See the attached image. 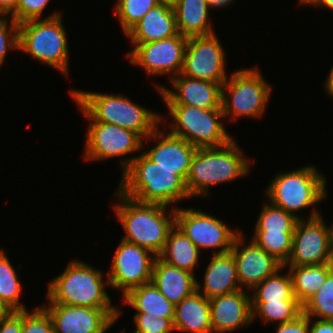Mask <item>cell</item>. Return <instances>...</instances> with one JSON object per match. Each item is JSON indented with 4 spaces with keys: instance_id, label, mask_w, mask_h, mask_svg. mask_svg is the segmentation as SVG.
Here are the masks:
<instances>
[{
    "instance_id": "6da1fadb",
    "label": "cell",
    "mask_w": 333,
    "mask_h": 333,
    "mask_svg": "<svg viewBox=\"0 0 333 333\" xmlns=\"http://www.w3.org/2000/svg\"><path fill=\"white\" fill-rule=\"evenodd\" d=\"M120 161L123 175L118 190L123 195L142 203L165 206L191 198L186 183L174 170L157 166L143 152Z\"/></svg>"
},
{
    "instance_id": "7a4b0ae2",
    "label": "cell",
    "mask_w": 333,
    "mask_h": 333,
    "mask_svg": "<svg viewBox=\"0 0 333 333\" xmlns=\"http://www.w3.org/2000/svg\"><path fill=\"white\" fill-rule=\"evenodd\" d=\"M70 96L77 103L87 120L120 126L137 133L143 140L164 122V117L146 109L122 94H103L94 91L71 90ZM144 137V138H143Z\"/></svg>"
},
{
    "instance_id": "3957f363",
    "label": "cell",
    "mask_w": 333,
    "mask_h": 333,
    "mask_svg": "<svg viewBox=\"0 0 333 333\" xmlns=\"http://www.w3.org/2000/svg\"><path fill=\"white\" fill-rule=\"evenodd\" d=\"M116 193L119 203L113 208L126 233L122 240L158 256L166 244L169 231L175 226L176 208L169 211L165 205L142 203L119 190Z\"/></svg>"
},
{
    "instance_id": "277c9868",
    "label": "cell",
    "mask_w": 333,
    "mask_h": 333,
    "mask_svg": "<svg viewBox=\"0 0 333 333\" xmlns=\"http://www.w3.org/2000/svg\"><path fill=\"white\" fill-rule=\"evenodd\" d=\"M249 162L234 139L220 148L197 149L186 176L190 197H206L211 185L248 175Z\"/></svg>"
},
{
    "instance_id": "5b68a950",
    "label": "cell",
    "mask_w": 333,
    "mask_h": 333,
    "mask_svg": "<svg viewBox=\"0 0 333 333\" xmlns=\"http://www.w3.org/2000/svg\"><path fill=\"white\" fill-rule=\"evenodd\" d=\"M101 270L81 260H73L64 272L49 281L47 300L49 304H63L89 308H117L111 305V297ZM105 281V282H104Z\"/></svg>"
},
{
    "instance_id": "8992f818",
    "label": "cell",
    "mask_w": 333,
    "mask_h": 333,
    "mask_svg": "<svg viewBox=\"0 0 333 333\" xmlns=\"http://www.w3.org/2000/svg\"><path fill=\"white\" fill-rule=\"evenodd\" d=\"M265 190L269 202L301 219L296 212L316 205L327 198L326 178L316 166L279 172Z\"/></svg>"
},
{
    "instance_id": "52a82bcc",
    "label": "cell",
    "mask_w": 333,
    "mask_h": 333,
    "mask_svg": "<svg viewBox=\"0 0 333 333\" xmlns=\"http://www.w3.org/2000/svg\"><path fill=\"white\" fill-rule=\"evenodd\" d=\"M62 18L54 12L43 19L19 23L18 51L68 76V41Z\"/></svg>"
},
{
    "instance_id": "ba28073f",
    "label": "cell",
    "mask_w": 333,
    "mask_h": 333,
    "mask_svg": "<svg viewBox=\"0 0 333 333\" xmlns=\"http://www.w3.org/2000/svg\"><path fill=\"white\" fill-rule=\"evenodd\" d=\"M261 73L258 67L241 68L227 78L222 85L221 97L224 119L227 116L231 121L243 116L261 118L272 91V85L265 81Z\"/></svg>"
},
{
    "instance_id": "9c48e42d",
    "label": "cell",
    "mask_w": 333,
    "mask_h": 333,
    "mask_svg": "<svg viewBox=\"0 0 333 333\" xmlns=\"http://www.w3.org/2000/svg\"><path fill=\"white\" fill-rule=\"evenodd\" d=\"M174 120L169 133L183 138L197 149L220 148L232 139L226 132L222 109H203L191 105H166Z\"/></svg>"
},
{
    "instance_id": "30bf717a",
    "label": "cell",
    "mask_w": 333,
    "mask_h": 333,
    "mask_svg": "<svg viewBox=\"0 0 333 333\" xmlns=\"http://www.w3.org/2000/svg\"><path fill=\"white\" fill-rule=\"evenodd\" d=\"M307 217L298 219L295 226L292 251L283 266H309L331 263L332 245L330 229L315 208Z\"/></svg>"
},
{
    "instance_id": "8fae6325",
    "label": "cell",
    "mask_w": 333,
    "mask_h": 333,
    "mask_svg": "<svg viewBox=\"0 0 333 333\" xmlns=\"http://www.w3.org/2000/svg\"><path fill=\"white\" fill-rule=\"evenodd\" d=\"M175 225L199 250L212 249L213 255L230 252L236 236L240 233L228 227L217 217L204 213L201 209L193 208L178 209L177 207Z\"/></svg>"
},
{
    "instance_id": "7c38bea8",
    "label": "cell",
    "mask_w": 333,
    "mask_h": 333,
    "mask_svg": "<svg viewBox=\"0 0 333 333\" xmlns=\"http://www.w3.org/2000/svg\"><path fill=\"white\" fill-rule=\"evenodd\" d=\"M156 257L146 248L121 240L107 274L110 287L122 290L124 296L131 289L151 282Z\"/></svg>"
},
{
    "instance_id": "4fadbf2b",
    "label": "cell",
    "mask_w": 333,
    "mask_h": 333,
    "mask_svg": "<svg viewBox=\"0 0 333 333\" xmlns=\"http://www.w3.org/2000/svg\"><path fill=\"white\" fill-rule=\"evenodd\" d=\"M225 51L214 33L188 37L182 74L191 78L224 83L227 80Z\"/></svg>"
},
{
    "instance_id": "5bb4252c",
    "label": "cell",
    "mask_w": 333,
    "mask_h": 333,
    "mask_svg": "<svg viewBox=\"0 0 333 333\" xmlns=\"http://www.w3.org/2000/svg\"><path fill=\"white\" fill-rule=\"evenodd\" d=\"M187 40L188 37L179 33L168 39L138 44L126 57L150 76L171 73V79L182 73Z\"/></svg>"
},
{
    "instance_id": "9a60e30c",
    "label": "cell",
    "mask_w": 333,
    "mask_h": 333,
    "mask_svg": "<svg viewBox=\"0 0 333 333\" xmlns=\"http://www.w3.org/2000/svg\"><path fill=\"white\" fill-rule=\"evenodd\" d=\"M88 126L82 154L86 161L127 156L144 148L143 139L133 131L102 122H90Z\"/></svg>"
},
{
    "instance_id": "2e32d148",
    "label": "cell",
    "mask_w": 333,
    "mask_h": 333,
    "mask_svg": "<svg viewBox=\"0 0 333 333\" xmlns=\"http://www.w3.org/2000/svg\"><path fill=\"white\" fill-rule=\"evenodd\" d=\"M41 306L49 314L55 333H105L122 315L118 308H89L63 304Z\"/></svg>"
},
{
    "instance_id": "e0dca14e",
    "label": "cell",
    "mask_w": 333,
    "mask_h": 333,
    "mask_svg": "<svg viewBox=\"0 0 333 333\" xmlns=\"http://www.w3.org/2000/svg\"><path fill=\"white\" fill-rule=\"evenodd\" d=\"M242 231L236 236L231 253L235 258L240 288L250 289L275 274L283 264L274 256L261 249L253 240L244 245ZM243 246V247H240Z\"/></svg>"
},
{
    "instance_id": "ac0fdd59",
    "label": "cell",
    "mask_w": 333,
    "mask_h": 333,
    "mask_svg": "<svg viewBox=\"0 0 333 333\" xmlns=\"http://www.w3.org/2000/svg\"><path fill=\"white\" fill-rule=\"evenodd\" d=\"M173 89L157 87L166 105H191L203 109H221L222 85L191 78L180 73L169 80Z\"/></svg>"
},
{
    "instance_id": "d6986e66",
    "label": "cell",
    "mask_w": 333,
    "mask_h": 333,
    "mask_svg": "<svg viewBox=\"0 0 333 333\" xmlns=\"http://www.w3.org/2000/svg\"><path fill=\"white\" fill-rule=\"evenodd\" d=\"M157 141V145L143 154L157 166L174 170L185 183L190 163L197 148L183 138L157 128L147 139Z\"/></svg>"
},
{
    "instance_id": "ffe728a7",
    "label": "cell",
    "mask_w": 333,
    "mask_h": 333,
    "mask_svg": "<svg viewBox=\"0 0 333 333\" xmlns=\"http://www.w3.org/2000/svg\"><path fill=\"white\" fill-rule=\"evenodd\" d=\"M243 289L209 300L213 333L232 332L251 324V295Z\"/></svg>"
},
{
    "instance_id": "44dd1931",
    "label": "cell",
    "mask_w": 333,
    "mask_h": 333,
    "mask_svg": "<svg viewBox=\"0 0 333 333\" xmlns=\"http://www.w3.org/2000/svg\"><path fill=\"white\" fill-rule=\"evenodd\" d=\"M178 34L173 7L158 4L151 8L125 35L131 39L130 44L135 48L138 44L164 40Z\"/></svg>"
},
{
    "instance_id": "7402d4cb",
    "label": "cell",
    "mask_w": 333,
    "mask_h": 333,
    "mask_svg": "<svg viewBox=\"0 0 333 333\" xmlns=\"http://www.w3.org/2000/svg\"><path fill=\"white\" fill-rule=\"evenodd\" d=\"M205 271L203 287L201 289V283L196 281V291L207 299L210 300L241 289L235 258L231 252L213 255Z\"/></svg>"
},
{
    "instance_id": "603a6c76",
    "label": "cell",
    "mask_w": 333,
    "mask_h": 333,
    "mask_svg": "<svg viewBox=\"0 0 333 333\" xmlns=\"http://www.w3.org/2000/svg\"><path fill=\"white\" fill-rule=\"evenodd\" d=\"M152 283L174 305L196 291V277L193 273L171 266L158 257L152 269Z\"/></svg>"
},
{
    "instance_id": "cb8c5ba5",
    "label": "cell",
    "mask_w": 333,
    "mask_h": 333,
    "mask_svg": "<svg viewBox=\"0 0 333 333\" xmlns=\"http://www.w3.org/2000/svg\"><path fill=\"white\" fill-rule=\"evenodd\" d=\"M174 330L191 333H213L209 299L195 291L175 305Z\"/></svg>"
},
{
    "instance_id": "d4e9b609",
    "label": "cell",
    "mask_w": 333,
    "mask_h": 333,
    "mask_svg": "<svg viewBox=\"0 0 333 333\" xmlns=\"http://www.w3.org/2000/svg\"><path fill=\"white\" fill-rule=\"evenodd\" d=\"M210 9L208 0H179L173 7L178 32L186 37L214 33L209 21Z\"/></svg>"
},
{
    "instance_id": "484cf974",
    "label": "cell",
    "mask_w": 333,
    "mask_h": 333,
    "mask_svg": "<svg viewBox=\"0 0 333 333\" xmlns=\"http://www.w3.org/2000/svg\"><path fill=\"white\" fill-rule=\"evenodd\" d=\"M122 302L134 308L136 313L174 318L175 305L167 300L152 281L131 289L123 296Z\"/></svg>"
},
{
    "instance_id": "4316f807",
    "label": "cell",
    "mask_w": 333,
    "mask_h": 333,
    "mask_svg": "<svg viewBox=\"0 0 333 333\" xmlns=\"http://www.w3.org/2000/svg\"><path fill=\"white\" fill-rule=\"evenodd\" d=\"M200 253L194 243L175 225L169 231L166 244L157 257L171 266L194 274Z\"/></svg>"
},
{
    "instance_id": "83f0119b",
    "label": "cell",
    "mask_w": 333,
    "mask_h": 333,
    "mask_svg": "<svg viewBox=\"0 0 333 333\" xmlns=\"http://www.w3.org/2000/svg\"><path fill=\"white\" fill-rule=\"evenodd\" d=\"M284 267H289L294 296L302 306L320 289L327 275L333 270L331 263Z\"/></svg>"
},
{
    "instance_id": "f1b7e54d",
    "label": "cell",
    "mask_w": 333,
    "mask_h": 333,
    "mask_svg": "<svg viewBox=\"0 0 333 333\" xmlns=\"http://www.w3.org/2000/svg\"><path fill=\"white\" fill-rule=\"evenodd\" d=\"M252 321L260 316L264 323L282 324L295 320L303 313L298 300L251 301Z\"/></svg>"
},
{
    "instance_id": "f546056e",
    "label": "cell",
    "mask_w": 333,
    "mask_h": 333,
    "mask_svg": "<svg viewBox=\"0 0 333 333\" xmlns=\"http://www.w3.org/2000/svg\"><path fill=\"white\" fill-rule=\"evenodd\" d=\"M283 268L285 267L283 266L250 291H254L253 297H250L251 301L297 300L294 296L293 281L289 270L287 274H280Z\"/></svg>"
},
{
    "instance_id": "4dcf8cb0",
    "label": "cell",
    "mask_w": 333,
    "mask_h": 333,
    "mask_svg": "<svg viewBox=\"0 0 333 333\" xmlns=\"http://www.w3.org/2000/svg\"><path fill=\"white\" fill-rule=\"evenodd\" d=\"M7 253L0 249V299L13 311H25L27 308L19 299L23 287Z\"/></svg>"
},
{
    "instance_id": "1f68e13d",
    "label": "cell",
    "mask_w": 333,
    "mask_h": 333,
    "mask_svg": "<svg viewBox=\"0 0 333 333\" xmlns=\"http://www.w3.org/2000/svg\"><path fill=\"white\" fill-rule=\"evenodd\" d=\"M262 212L255 223L254 232H294L298 218L293 214L264 202Z\"/></svg>"
},
{
    "instance_id": "d6a6232c",
    "label": "cell",
    "mask_w": 333,
    "mask_h": 333,
    "mask_svg": "<svg viewBox=\"0 0 333 333\" xmlns=\"http://www.w3.org/2000/svg\"><path fill=\"white\" fill-rule=\"evenodd\" d=\"M303 313L312 319L333 320V270L320 289L303 305Z\"/></svg>"
},
{
    "instance_id": "836d02e7",
    "label": "cell",
    "mask_w": 333,
    "mask_h": 333,
    "mask_svg": "<svg viewBox=\"0 0 333 333\" xmlns=\"http://www.w3.org/2000/svg\"><path fill=\"white\" fill-rule=\"evenodd\" d=\"M293 234L294 232H254L251 240L284 265L292 251Z\"/></svg>"
},
{
    "instance_id": "e575fe53",
    "label": "cell",
    "mask_w": 333,
    "mask_h": 333,
    "mask_svg": "<svg viewBox=\"0 0 333 333\" xmlns=\"http://www.w3.org/2000/svg\"><path fill=\"white\" fill-rule=\"evenodd\" d=\"M158 4L157 0H118L113 9L123 33L126 34L151 8Z\"/></svg>"
},
{
    "instance_id": "d590c367",
    "label": "cell",
    "mask_w": 333,
    "mask_h": 333,
    "mask_svg": "<svg viewBox=\"0 0 333 333\" xmlns=\"http://www.w3.org/2000/svg\"><path fill=\"white\" fill-rule=\"evenodd\" d=\"M21 333H55L52 320L42 306L22 311Z\"/></svg>"
},
{
    "instance_id": "8d00e7d4",
    "label": "cell",
    "mask_w": 333,
    "mask_h": 333,
    "mask_svg": "<svg viewBox=\"0 0 333 333\" xmlns=\"http://www.w3.org/2000/svg\"><path fill=\"white\" fill-rule=\"evenodd\" d=\"M136 330L133 333H172L173 318H159L156 315L135 313L133 317Z\"/></svg>"
},
{
    "instance_id": "74e56055",
    "label": "cell",
    "mask_w": 333,
    "mask_h": 333,
    "mask_svg": "<svg viewBox=\"0 0 333 333\" xmlns=\"http://www.w3.org/2000/svg\"><path fill=\"white\" fill-rule=\"evenodd\" d=\"M10 21L7 16H0V67L4 64L9 49H19V24L12 18Z\"/></svg>"
},
{
    "instance_id": "f35d334b",
    "label": "cell",
    "mask_w": 333,
    "mask_h": 333,
    "mask_svg": "<svg viewBox=\"0 0 333 333\" xmlns=\"http://www.w3.org/2000/svg\"><path fill=\"white\" fill-rule=\"evenodd\" d=\"M51 0H18L16 10L10 15L18 24L32 19H41Z\"/></svg>"
},
{
    "instance_id": "ab89813d",
    "label": "cell",
    "mask_w": 333,
    "mask_h": 333,
    "mask_svg": "<svg viewBox=\"0 0 333 333\" xmlns=\"http://www.w3.org/2000/svg\"><path fill=\"white\" fill-rule=\"evenodd\" d=\"M276 333H309V317L304 313L295 320L278 324Z\"/></svg>"
},
{
    "instance_id": "60d3db41",
    "label": "cell",
    "mask_w": 333,
    "mask_h": 333,
    "mask_svg": "<svg viewBox=\"0 0 333 333\" xmlns=\"http://www.w3.org/2000/svg\"><path fill=\"white\" fill-rule=\"evenodd\" d=\"M22 311H13L0 322V333H21Z\"/></svg>"
},
{
    "instance_id": "b9f144b4",
    "label": "cell",
    "mask_w": 333,
    "mask_h": 333,
    "mask_svg": "<svg viewBox=\"0 0 333 333\" xmlns=\"http://www.w3.org/2000/svg\"><path fill=\"white\" fill-rule=\"evenodd\" d=\"M314 322L309 318V333H333V320L316 319Z\"/></svg>"
},
{
    "instance_id": "7bdbcfd3",
    "label": "cell",
    "mask_w": 333,
    "mask_h": 333,
    "mask_svg": "<svg viewBox=\"0 0 333 333\" xmlns=\"http://www.w3.org/2000/svg\"><path fill=\"white\" fill-rule=\"evenodd\" d=\"M18 0H0V16L11 15L17 7Z\"/></svg>"
},
{
    "instance_id": "ee69618b",
    "label": "cell",
    "mask_w": 333,
    "mask_h": 333,
    "mask_svg": "<svg viewBox=\"0 0 333 333\" xmlns=\"http://www.w3.org/2000/svg\"><path fill=\"white\" fill-rule=\"evenodd\" d=\"M301 5H313L315 7H326L333 11V0H299Z\"/></svg>"
},
{
    "instance_id": "f6af8a7d",
    "label": "cell",
    "mask_w": 333,
    "mask_h": 333,
    "mask_svg": "<svg viewBox=\"0 0 333 333\" xmlns=\"http://www.w3.org/2000/svg\"><path fill=\"white\" fill-rule=\"evenodd\" d=\"M324 85L327 94H329L330 97L333 98V66L330 68L328 77Z\"/></svg>"
},
{
    "instance_id": "bcb514c9",
    "label": "cell",
    "mask_w": 333,
    "mask_h": 333,
    "mask_svg": "<svg viewBox=\"0 0 333 333\" xmlns=\"http://www.w3.org/2000/svg\"><path fill=\"white\" fill-rule=\"evenodd\" d=\"M208 1H209V5L212 9H216V8L222 9L223 7L226 8L227 6L230 5V3L232 4L236 0H208Z\"/></svg>"
},
{
    "instance_id": "7dc6e473",
    "label": "cell",
    "mask_w": 333,
    "mask_h": 333,
    "mask_svg": "<svg viewBox=\"0 0 333 333\" xmlns=\"http://www.w3.org/2000/svg\"><path fill=\"white\" fill-rule=\"evenodd\" d=\"M13 310L0 299V322L7 318Z\"/></svg>"
},
{
    "instance_id": "c3c4849f",
    "label": "cell",
    "mask_w": 333,
    "mask_h": 333,
    "mask_svg": "<svg viewBox=\"0 0 333 333\" xmlns=\"http://www.w3.org/2000/svg\"><path fill=\"white\" fill-rule=\"evenodd\" d=\"M159 4H164L170 7H174L179 0H157Z\"/></svg>"
},
{
    "instance_id": "681fc988",
    "label": "cell",
    "mask_w": 333,
    "mask_h": 333,
    "mask_svg": "<svg viewBox=\"0 0 333 333\" xmlns=\"http://www.w3.org/2000/svg\"><path fill=\"white\" fill-rule=\"evenodd\" d=\"M329 229H330L331 245H333V223L329 225Z\"/></svg>"
},
{
    "instance_id": "f907efd6",
    "label": "cell",
    "mask_w": 333,
    "mask_h": 333,
    "mask_svg": "<svg viewBox=\"0 0 333 333\" xmlns=\"http://www.w3.org/2000/svg\"><path fill=\"white\" fill-rule=\"evenodd\" d=\"M331 264L333 266V245H332V261H331Z\"/></svg>"
}]
</instances>
